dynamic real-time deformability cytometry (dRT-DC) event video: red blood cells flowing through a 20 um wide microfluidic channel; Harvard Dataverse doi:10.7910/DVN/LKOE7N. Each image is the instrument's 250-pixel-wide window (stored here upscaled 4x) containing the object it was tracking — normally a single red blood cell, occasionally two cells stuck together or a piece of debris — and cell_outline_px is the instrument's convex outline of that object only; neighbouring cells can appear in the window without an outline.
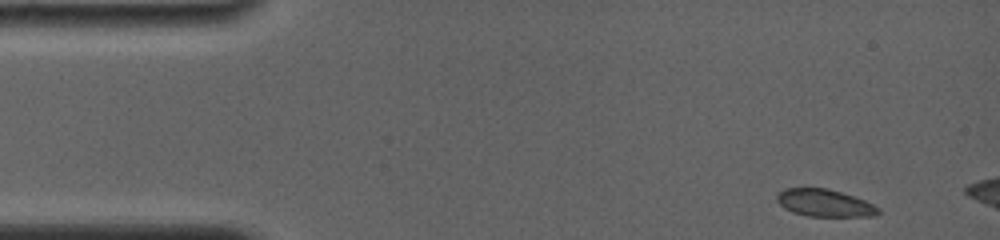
{"species": "common noctule bat (a hibernating species)", "species_latin": "Nyctalus noctula", "temperature_condition": "room temperature", "stored_images_in_passage": 6, "camera_frame_rate_fps": 4000, "um_per_image_px": 0.085, "animal": {"sex": "female", "body_mass_g": 19.0, "forearm_length_mm": 56.7}, "frame": {"image": 1, "passage_image": 1, "time_ms": 0.0, "image_size_px": [1000, 240], "cell_outline_px": [[880, 212], [876, 216], [808, 216], [792, 212], [784, 208], [776, 200], [776, 196], [784, 188], [828, 188], [864, 200], [880, 208]], "centroid_in_image_um": [70.08, 17.26], "position_along_channel_um": 14.9, "area_um2": 16.07}}